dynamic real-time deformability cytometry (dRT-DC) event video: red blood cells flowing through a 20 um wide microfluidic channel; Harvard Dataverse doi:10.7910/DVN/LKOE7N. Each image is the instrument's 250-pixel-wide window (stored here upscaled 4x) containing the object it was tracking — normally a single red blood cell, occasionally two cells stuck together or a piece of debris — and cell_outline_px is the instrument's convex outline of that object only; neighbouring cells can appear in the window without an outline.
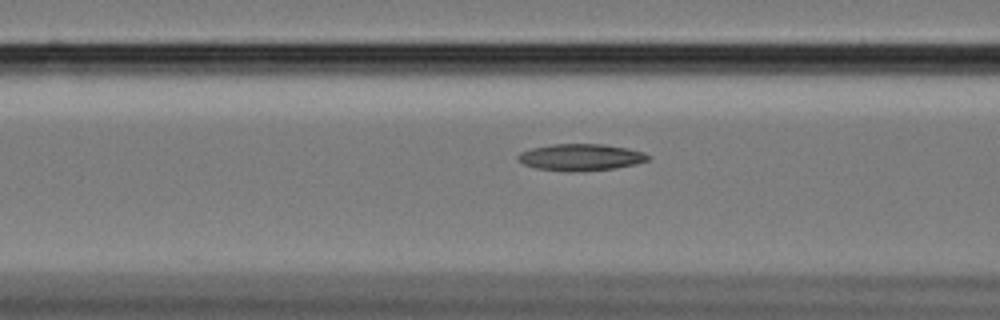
{"species": "Egyptian fruit bat (a non-hibernating species)", "species_latin": "Rousettus aegyptiacus", "temperature_condition": "cold", "stored_images_in_passage": 56, "camera_frame_rate_fps": 3000, "um_per_image_px": 0.085, "animal": {"sex": "female"}, "frame": {"image": 1, "passage_image": 21, "time_ms": 6.667, "image_size_px": [1000, 320], "cell_outline_px": [[652, 156], [648, 160], [636, 164], [616, 168], [580, 172], [564, 172], [536, 168], [524, 164], [516, 160], [516, 156], [520, 152], [532, 148], [552, 144], [604, 144], [628, 148], [644, 152]], "centroid_in_image_um": [49.36, 13.37], "position_along_channel_um": 117.2, "area_um2": 20.63}}
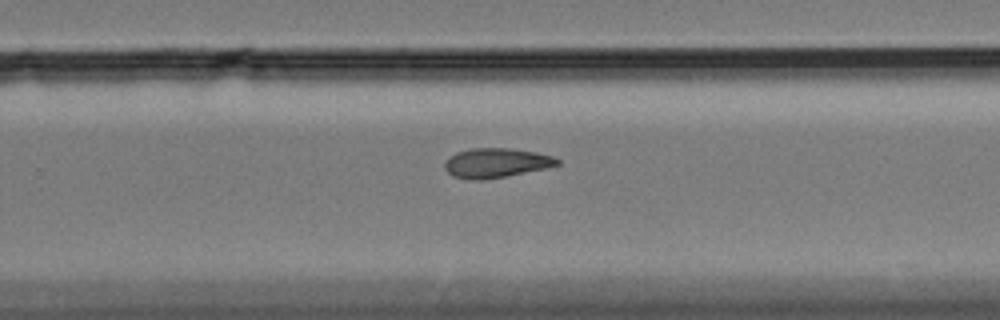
{"frame": {"image": 2, "passage_image": 36, "time_ms": 11.667, "image_size_px": [1000, 320], "cell_outline_px": [[560, 164], [548, 168], [508, 176], [484, 180], [472, 180], [452, 176], [444, 168], [444, 164], [456, 152], [472, 148], [512, 148], [536, 152], [552, 156], [560, 160]], "centroid_in_image_um": [42.2, 13.85], "position_along_channel_um": 287.6, "area_um2": 19.48}}
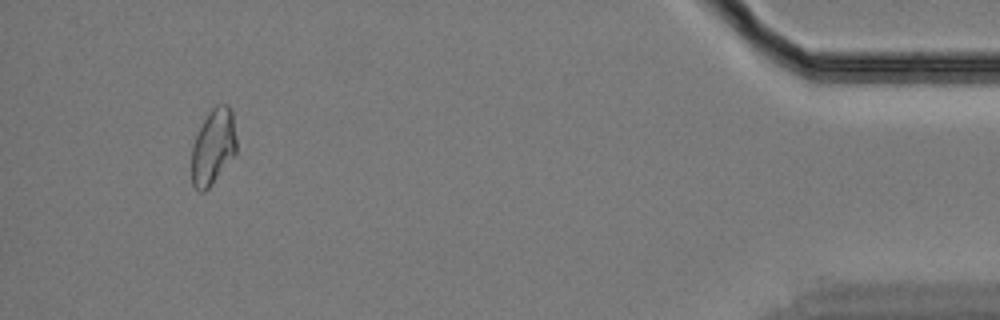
{"frame": {"image": 3, "passage_image": 53, "time_ms": 17.333, "image_size_px": [1000, 320], "cell_outline_px": [[236, 152], [208, 188], [204, 192], [200, 192], [192, 184], [192, 144], [208, 112], [216, 104], [228, 104], [232, 112], [236, 136]], "centroid_in_image_um": [18.12, 12.45], "position_along_channel_um": 417.1, "area_um2": 19.54}, "authors_computed_cell_mechanics": {"area_um2": 19.7965, "velocity_mm_per_s": 3.4106, "shape_relaxation_time_tau1_ms": null, "shape_relaxation_time_tau2_ms": 8.2706, "deformation_change_tau1": null, "deformation_change_tau2": 0.1563}}